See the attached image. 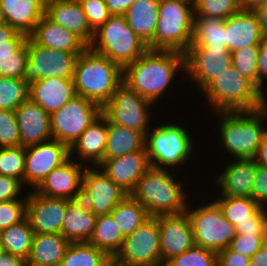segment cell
<instances>
[{"mask_svg": "<svg viewBox=\"0 0 267 266\" xmlns=\"http://www.w3.org/2000/svg\"><path fill=\"white\" fill-rule=\"evenodd\" d=\"M180 70L185 72V54L148 49L123 69V83L155 104Z\"/></svg>", "mask_w": 267, "mask_h": 266, "instance_id": "6da1fadb", "label": "cell"}, {"mask_svg": "<svg viewBox=\"0 0 267 266\" xmlns=\"http://www.w3.org/2000/svg\"><path fill=\"white\" fill-rule=\"evenodd\" d=\"M219 120V143L233 159H253L267 135V105L248 112L214 113ZM264 121V122H263Z\"/></svg>", "mask_w": 267, "mask_h": 266, "instance_id": "7a4b0ae2", "label": "cell"}, {"mask_svg": "<svg viewBox=\"0 0 267 266\" xmlns=\"http://www.w3.org/2000/svg\"><path fill=\"white\" fill-rule=\"evenodd\" d=\"M201 93L207 99L211 114L248 112L267 105L265 96L250 80L229 66L213 79Z\"/></svg>", "mask_w": 267, "mask_h": 266, "instance_id": "3957f363", "label": "cell"}, {"mask_svg": "<svg viewBox=\"0 0 267 266\" xmlns=\"http://www.w3.org/2000/svg\"><path fill=\"white\" fill-rule=\"evenodd\" d=\"M73 82L77 95L102 108L123 83V69L87 47L76 60Z\"/></svg>", "mask_w": 267, "mask_h": 266, "instance_id": "277c9868", "label": "cell"}, {"mask_svg": "<svg viewBox=\"0 0 267 266\" xmlns=\"http://www.w3.org/2000/svg\"><path fill=\"white\" fill-rule=\"evenodd\" d=\"M173 173V174H172ZM150 167L130 195L139 201L150 216L177 214L188 206L184 181H176L174 171Z\"/></svg>", "mask_w": 267, "mask_h": 266, "instance_id": "5b68a950", "label": "cell"}, {"mask_svg": "<svg viewBox=\"0 0 267 266\" xmlns=\"http://www.w3.org/2000/svg\"><path fill=\"white\" fill-rule=\"evenodd\" d=\"M166 123L167 121L155 128L151 126L145 135V148L151 167L175 170L178 166L181 168L183 164L188 163L195 144L193 135L184 126L179 125V122Z\"/></svg>", "mask_w": 267, "mask_h": 266, "instance_id": "8992f818", "label": "cell"}, {"mask_svg": "<svg viewBox=\"0 0 267 266\" xmlns=\"http://www.w3.org/2000/svg\"><path fill=\"white\" fill-rule=\"evenodd\" d=\"M88 47L122 69L135 62L149 48L127 24L125 15H111L94 31Z\"/></svg>", "mask_w": 267, "mask_h": 266, "instance_id": "52a82bcc", "label": "cell"}, {"mask_svg": "<svg viewBox=\"0 0 267 266\" xmlns=\"http://www.w3.org/2000/svg\"><path fill=\"white\" fill-rule=\"evenodd\" d=\"M194 6L182 0H160L159 18L150 50L186 53L192 38Z\"/></svg>", "mask_w": 267, "mask_h": 266, "instance_id": "ba28073f", "label": "cell"}, {"mask_svg": "<svg viewBox=\"0 0 267 266\" xmlns=\"http://www.w3.org/2000/svg\"><path fill=\"white\" fill-rule=\"evenodd\" d=\"M192 202L188 201L185 211L191 222L195 245L216 253L228 248L236 236L235 225L224 217L222 209L214 200L195 208L190 206Z\"/></svg>", "mask_w": 267, "mask_h": 266, "instance_id": "9c48e42d", "label": "cell"}, {"mask_svg": "<svg viewBox=\"0 0 267 266\" xmlns=\"http://www.w3.org/2000/svg\"><path fill=\"white\" fill-rule=\"evenodd\" d=\"M101 114L102 108L98 104L76 95L50 115L52 139L70 148Z\"/></svg>", "mask_w": 267, "mask_h": 266, "instance_id": "30bf717a", "label": "cell"}, {"mask_svg": "<svg viewBox=\"0 0 267 266\" xmlns=\"http://www.w3.org/2000/svg\"><path fill=\"white\" fill-rule=\"evenodd\" d=\"M154 104L122 83L102 107V114L113 124L126 126L144 136L150 129ZM151 111V112H150Z\"/></svg>", "mask_w": 267, "mask_h": 266, "instance_id": "8fae6325", "label": "cell"}, {"mask_svg": "<svg viewBox=\"0 0 267 266\" xmlns=\"http://www.w3.org/2000/svg\"><path fill=\"white\" fill-rule=\"evenodd\" d=\"M123 266H156L161 264L159 215L151 216L124 238L113 258Z\"/></svg>", "mask_w": 267, "mask_h": 266, "instance_id": "7c38bea8", "label": "cell"}, {"mask_svg": "<svg viewBox=\"0 0 267 266\" xmlns=\"http://www.w3.org/2000/svg\"><path fill=\"white\" fill-rule=\"evenodd\" d=\"M81 53L45 48L27 38V62L22 79L30 84L46 78L73 79L76 60Z\"/></svg>", "mask_w": 267, "mask_h": 266, "instance_id": "4fadbf2b", "label": "cell"}, {"mask_svg": "<svg viewBox=\"0 0 267 266\" xmlns=\"http://www.w3.org/2000/svg\"><path fill=\"white\" fill-rule=\"evenodd\" d=\"M128 193L97 166H87L82 177L81 200L97 217L110 214Z\"/></svg>", "mask_w": 267, "mask_h": 266, "instance_id": "5bb4252c", "label": "cell"}, {"mask_svg": "<svg viewBox=\"0 0 267 266\" xmlns=\"http://www.w3.org/2000/svg\"><path fill=\"white\" fill-rule=\"evenodd\" d=\"M232 65L227 47L190 45L185 53V72L202 91L213 79Z\"/></svg>", "mask_w": 267, "mask_h": 266, "instance_id": "9a60e30c", "label": "cell"}, {"mask_svg": "<svg viewBox=\"0 0 267 266\" xmlns=\"http://www.w3.org/2000/svg\"><path fill=\"white\" fill-rule=\"evenodd\" d=\"M70 157L69 147L58 140H48L25 148L24 185L35 190L56 167Z\"/></svg>", "mask_w": 267, "mask_h": 266, "instance_id": "2e32d148", "label": "cell"}, {"mask_svg": "<svg viewBox=\"0 0 267 266\" xmlns=\"http://www.w3.org/2000/svg\"><path fill=\"white\" fill-rule=\"evenodd\" d=\"M161 264L195 245L194 234L186 211L159 215Z\"/></svg>", "mask_w": 267, "mask_h": 266, "instance_id": "e0dca14e", "label": "cell"}, {"mask_svg": "<svg viewBox=\"0 0 267 266\" xmlns=\"http://www.w3.org/2000/svg\"><path fill=\"white\" fill-rule=\"evenodd\" d=\"M70 157L56 167L34 190L37 194L49 197L77 200L81 198L82 177L86 165Z\"/></svg>", "mask_w": 267, "mask_h": 266, "instance_id": "ac0fdd59", "label": "cell"}, {"mask_svg": "<svg viewBox=\"0 0 267 266\" xmlns=\"http://www.w3.org/2000/svg\"><path fill=\"white\" fill-rule=\"evenodd\" d=\"M68 199L27 192L28 218L34 233H60Z\"/></svg>", "mask_w": 267, "mask_h": 266, "instance_id": "d6986e66", "label": "cell"}, {"mask_svg": "<svg viewBox=\"0 0 267 266\" xmlns=\"http://www.w3.org/2000/svg\"><path fill=\"white\" fill-rule=\"evenodd\" d=\"M97 167L116 185L130 194L142 175L151 167L146 148L123 156L102 160Z\"/></svg>", "mask_w": 267, "mask_h": 266, "instance_id": "ffe728a7", "label": "cell"}, {"mask_svg": "<svg viewBox=\"0 0 267 266\" xmlns=\"http://www.w3.org/2000/svg\"><path fill=\"white\" fill-rule=\"evenodd\" d=\"M15 115L20 146L26 148L52 139L50 115L31 99L23 102Z\"/></svg>", "mask_w": 267, "mask_h": 266, "instance_id": "44dd1931", "label": "cell"}, {"mask_svg": "<svg viewBox=\"0 0 267 266\" xmlns=\"http://www.w3.org/2000/svg\"><path fill=\"white\" fill-rule=\"evenodd\" d=\"M226 47L230 52L260 46L266 39L254 11L240 9L225 20Z\"/></svg>", "mask_w": 267, "mask_h": 266, "instance_id": "7402d4cb", "label": "cell"}, {"mask_svg": "<svg viewBox=\"0 0 267 266\" xmlns=\"http://www.w3.org/2000/svg\"><path fill=\"white\" fill-rule=\"evenodd\" d=\"M225 169L215 177L220 195L233 197H251L257 164L254 159H234L225 164Z\"/></svg>", "mask_w": 267, "mask_h": 266, "instance_id": "603a6c76", "label": "cell"}, {"mask_svg": "<svg viewBox=\"0 0 267 266\" xmlns=\"http://www.w3.org/2000/svg\"><path fill=\"white\" fill-rule=\"evenodd\" d=\"M45 15L54 23L74 32L87 45L92 42L94 31L78 0H51L46 4Z\"/></svg>", "mask_w": 267, "mask_h": 266, "instance_id": "cb8c5ba5", "label": "cell"}, {"mask_svg": "<svg viewBox=\"0 0 267 266\" xmlns=\"http://www.w3.org/2000/svg\"><path fill=\"white\" fill-rule=\"evenodd\" d=\"M73 79L46 78L31 83L30 99L49 115L76 96Z\"/></svg>", "mask_w": 267, "mask_h": 266, "instance_id": "d4e9b609", "label": "cell"}, {"mask_svg": "<svg viewBox=\"0 0 267 266\" xmlns=\"http://www.w3.org/2000/svg\"><path fill=\"white\" fill-rule=\"evenodd\" d=\"M29 37L37 45L69 53H82L88 47L74 32L54 23L46 15L39 20Z\"/></svg>", "mask_w": 267, "mask_h": 266, "instance_id": "484cf974", "label": "cell"}, {"mask_svg": "<svg viewBox=\"0 0 267 266\" xmlns=\"http://www.w3.org/2000/svg\"><path fill=\"white\" fill-rule=\"evenodd\" d=\"M106 142L107 118L101 114L69 148L70 155L77 153L76 155L78 156L76 158H78V162L82 164L86 162L84 163L86 166L88 164L92 167L97 166L104 158Z\"/></svg>", "mask_w": 267, "mask_h": 266, "instance_id": "4316f807", "label": "cell"}, {"mask_svg": "<svg viewBox=\"0 0 267 266\" xmlns=\"http://www.w3.org/2000/svg\"><path fill=\"white\" fill-rule=\"evenodd\" d=\"M5 22L29 37L45 15L46 5L41 0H0Z\"/></svg>", "mask_w": 267, "mask_h": 266, "instance_id": "83f0119b", "label": "cell"}, {"mask_svg": "<svg viewBox=\"0 0 267 266\" xmlns=\"http://www.w3.org/2000/svg\"><path fill=\"white\" fill-rule=\"evenodd\" d=\"M96 218L81 199L69 200L61 234L70 243L88 242L93 234Z\"/></svg>", "mask_w": 267, "mask_h": 266, "instance_id": "f1b7e54d", "label": "cell"}, {"mask_svg": "<svg viewBox=\"0 0 267 266\" xmlns=\"http://www.w3.org/2000/svg\"><path fill=\"white\" fill-rule=\"evenodd\" d=\"M69 245L60 233H35L27 266H59Z\"/></svg>", "mask_w": 267, "mask_h": 266, "instance_id": "f546056e", "label": "cell"}, {"mask_svg": "<svg viewBox=\"0 0 267 266\" xmlns=\"http://www.w3.org/2000/svg\"><path fill=\"white\" fill-rule=\"evenodd\" d=\"M160 0H136L127 10V24L148 45L155 34Z\"/></svg>", "mask_w": 267, "mask_h": 266, "instance_id": "4dcf8cb0", "label": "cell"}, {"mask_svg": "<svg viewBox=\"0 0 267 266\" xmlns=\"http://www.w3.org/2000/svg\"><path fill=\"white\" fill-rule=\"evenodd\" d=\"M145 147V136L126 126L113 124L107 119V142L103 160L140 151Z\"/></svg>", "mask_w": 267, "mask_h": 266, "instance_id": "1f68e13d", "label": "cell"}, {"mask_svg": "<svg viewBox=\"0 0 267 266\" xmlns=\"http://www.w3.org/2000/svg\"><path fill=\"white\" fill-rule=\"evenodd\" d=\"M124 238L110 213L96 218L94 231L88 243L105 251L113 259L120 251Z\"/></svg>", "mask_w": 267, "mask_h": 266, "instance_id": "d6a6232c", "label": "cell"}, {"mask_svg": "<svg viewBox=\"0 0 267 266\" xmlns=\"http://www.w3.org/2000/svg\"><path fill=\"white\" fill-rule=\"evenodd\" d=\"M34 231L26 217L0 232V243L4 252L22 257L27 260L31 253Z\"/></svg>", "mask_w": 267, "mask_h": 266, "instance_id": "836d02e7", "label": "cell"}, {"mask_svg": "<svg viewBox=\"0 0 267 266\" xmlns=\"http://www.w3.org/2000/svg\"><path fill=\"white\" fill-rule=\"evenodd\" d=\"M111 215L124 237L130 235L151 217L146 208L130 194L117 204Z\"/></svg>", "mask_w": 267, "mask_h": 266, "instance_id": "e575fe53", "label": "cell"}, {"mask_svg": "<svg viewBox=\"0 0 267 266\" xmlns=\"http://www.w3.org/2000/svg\"><path fill=\"white\" fill-rule=\"evenodd\" d=\"M190 45L226 47L225 20L194 17Z\"/></svg>", "mask_w": 267, "mask_h": 266, "instance_id": "d590c367", "label": "cell"}, {"mask_svg": "<svg viewBox=\"0 0 267 266\" xmlns=\"http://www.w3.org/2000/svg\"><path fill=\"white\" fill-rule=\"evenodd\" d=\"M112 258L88 242L70 243L59 266H106Z\"/></svg>", "mask_w": 267, "mask_h": 266, "instance_id": "8d00e7d4", "label": "cell"}, {"mask_svg": "<svg viewBox=\"0 0 267 266\" xmlns=\"http://www.w3.org/2000/svg\"><path fill=\"white\" fill-rule=\"evenodd\" d=\"M214 201L220 206L224 217L233 225L249 221L261 206L251 197L218 196Z\"/></svg>", "mask_w": 267, "mask_h": 266, "instance_id": "74e56055", "label": "cell"}, {"mask_svg": "<svg viewBox=\"0 0 267 266\" xmlns=\"http://www.w3.org/2000/svg\"><path fill=\"white\" fill-rule=\"evenodd\" d=\"M31 84L22 78L0 76V110L15 111L30 100Z\"/></svg>", "mask_w": 267, "mask_h": 266, "instance_id": "f35d334b", "label": "cell"}, {"mask_svg": "<svg viewBox=\"0 0 267 266\" xmlns=\"http://www.w3.org/2000/svg\"><path fill=\"white\" fill-rule=\"evenodd\" d=\"M241 9L238 0H197L194 17L226 20Z\"/></svg>", "mask_w": 267, "mask_h": 266, "instance_id": "ab89813d", "label": "cell"}, {"mask_svg": "<svg viewBox=\"0 0 267 266\" xmlns=\"http://www.w3.org/2000/svg\"><path fill=\"white\" fill-rule=\"evenodd\" d=\"M25 148H0V175L20 180L24 185Z\"/></svg>", "mask_w": 267, "mask_h": 266, "instance_id": "60d3db41", "label": "cell"}, {"mask_svg": "<svg viewBox=\"0 0 267 266\" xmlns=\"http://www.w3.org/2000/svg\"><path fill=\"white\" fill-rule=\"evenodd\" d=\"M260 46L245 47L231 52L233 67L258 88L257 58Z\"/></svg>", "mask_w": 267, "mask_h": 266, "instance_id": "b9f144b4", "label": "cell"}, {"mask_svg": "<svg viewBox=\"0 0 267 266\" xmlns=\"http://www.w3.org/2000/svg\"><path fill=\"white\" fill-rule=\"evenodd\" d=\"M166 266H217V253L194 245L192 248L170 259Z\"/></svg>", "mask_w": 267, "mask_h": 266, "instance_id": "7bdbcfd3", "label": "cell"}, {"mask_svg": "<svg viewBox=\"0 0 267 266\" xmlns=\"http://www.w3.org/2000/svg\"><path fill=\"white\" fill-rule=\"evenodd\" d=\"M21 200L0 202V232L23 221L27 212V193Z\"/></svg>", "mask_w": 267, "mask_h": 266, "instance_id": "ee69618b", "label": "cell"}, {"mask_svg": "<svg viewBox=\"0 0 267 266\" xmlns=\"http://www.w3.org/2000/svg\"><path fill=\"white\" fill-rule=\"evenodd\" d=\"M16 146H20V137L15 111L0 110V148Z\"/></svg>", "mask_w": 267, "mask_h": 266, "instance_id": "f6af8a7d", "label": "cell"}, {"mask_svg": "<svg viewBox=\"0 0 267 266\" xmlns=\"http://www.w3.org/2000/svg\"><path fill=\"white\" fill-rule=\"evenodd\" d=\"M87 17L89 26L96 31L111 16L104 0H78Z\"/></svg>", "mask_w": 267, "mask_h": 266, "instance_id": "bcb514c9", "label": "cell"}, {"mask_svg": "<svg viewBox=\"0 0 267 266\" xmlns=\"http://www.w3.org/2000/svg\"><path fill=\"white\" fill-rule=\"evenodd\" d=\"M27 41L16 51V57L0 58V76L22 78L27 62Z\"/></svg>", "mask_w": 267, "mask_h": 266, "instance_id": "7dc6e473", "label": "cell"}, {"mask_svg": "<svg viewBox=\"0 0 267 266\" xmlns=\"http://www.w3.org/2000/svg\"><path fill=\"white\" fill-rule=\"evenodd\" d=\"M266 241L267 235L236 234L229 248L251 258Z\"/></svg>", "mask_w": 267, "mask_h": 266, "instance_id": "c3c4849f", "label": "cell"}, {"mask_svg": "<svg viewBox=\"0 0 267 266\" xmlns=\"http://www.w3.org/2000/svg\"><path fill=\"white\" fill-rule=\"evenodd\" d=\"M236 234L267 235V208L261 207L249 221L236 223Z\"/></svg>", "mask_w": 267, "mask_h": 266, "instance_id": "681fc988", "label": "cell"}, {"mask_svg": "<svg viewBox=\"0 0 267 266\" xmlns=\"http://www.w3.org/2000/svg\"><path fill=\"white\" fill-rule=\"evenodd\" d=\"M23 188L20 180L0 175V202L23 199L20 196L22 191L24 193Z\"/></svg>", "mask_w": 267, "mask_h": 266, "instance_id": "f907efd6", "label": "cell"}, {"mask_svg": "<svg viewBox=\"0 0 267 266\" xmlns=\"http://www.w3.org/2000/svg\"><path fill=\"white\" fill-rule=\"evenodd\" d=\"M252 199L261 207L267 208V168L259 165L252 186Z\"/></svg>", "mask_w": 267, "mask_h": 266, "instance_id": "816d5d0a", "label": "cell"}, {"mask_svg": "<svg viewBox=\"0 0 267 266\" xmlns=\"http://www.w3.org/2000/svg\"><path fill=\"white\" fill-rule=\"evenodd\" d=\"M217 266H250V257L228 247L217 252Z\"/></svg>", "mask_w": 267, "mask_h": 266, "instance_id": "f5cc1de1", "label": "cell"}, {"mask_svg": "<svg viewBox=\"0 0 267 266\" xmlns=\"http://www.w3.org/2000/svg\"><path fill=\"white\" fill-rule=\"evenodd\" d=\"M258 89L266 96L265 80L267 79V38L260 44L257 58ZM267 81V80H266Z\"/></svg>", "mask_w": 267, "mask_h": 266, "instance_id": "db71d44e", "label": "cell"}, {"mask_svg": "<svg viewBox=\"0 0 267 266\" xmlns=\"http://www.w3.org/2000/svg\"><path fill=\"white\" fill-rule=\"evenodd\" d=\"M27 36L18 32L8 44H0V58L16 57V51L27 41Z\"/></svg>", "mask_w": 267, "mask_h": 266, "instance_id": "11a10c76", "label": "cell"}, {"mask_svg": "<svg viewBox=\"0 0 267 266\" xmlns=\"http://www.w3.org/2000/svg\"><path fill=\"white\" fill-rule=\"evenodd\" d=\"M111 15H125L136 0H104Z\"/></svg>", "mask_w": 267, "mask_h": 266, "instance_id": "9f6ffc18", "label": "cell"}, {"mask_svg": "<svg viewBox=\"0 0 267 266\" xmlns=\"http://www.w3.org/2000/svg\"><path fill=\"white\" fill-rule=\"evenodd\" d=\"M0 266H27V261L22 257L4 252L0 255Z\"/></svg>", "mask_w": 267, "mask_h": 266, "instance_id": "6f0895ef", "label": "cell"}, {"mask_svg": "<svg viewBox=\"0 0 267 266\" xmlns=\"http://www.w3.org/2000/svg\"><path fill=\"white\" fill-rule=\"evenodd\" d=\"M250 266H267V241L250 258Z\"/></svg>", "mask_w": 267, "mask_h": 266, "instance_id": "680465c9", "label": "cell"}, {"mask_svg": "<svg viewBox=\"0 0 267 266\" xmlns=\"http://www.w3.org/2000/svg\"><path fill=\"white\" fill-rule=\"evenodd\" d=\"M253 159L257 165L267 168V135L264 137Z\"/></svg>", "mask_w": 267, "mask_h": 266, "instance_id": "91938a15", "label": "cell"}, {"mask_svg": "<svg viewBox=\"0 0 267 266\" xmlns=\"http://www.w3.org/2000/svg\"><path fill=\"white\" fill-rule=\"evenodd\" d=\"M259 20L261 31L265 38H267V4L257 7L253 10Z\"/></svg>", "mask_w": 267, "mask_h": 266, "instance_id": "94428289", "label": "cell"}, {"mask_svg": "<svg viewBox=\"0 0 267 266\" xmlns=\"http://www.w3.org/2000/svg\"><path fill=\"white\" fill-rule=\"evenodd\" d=\"M17 33L18 32L7 23L0 25V44H8V40H11Z\"/></svg>", "mask_w": 267, "mask_h": 266, "instance_id": "6125c7cd", "label": "cell"}, {"mask_svg": "<svg viewBox=\"0 0 267 266\" xmlns=\"http://www.w3.org/2000/svg\"><path fill=\"white\" fill-rule=\"evenodd\" d=\"M267 0H243L241 2V8L245 10H255L257 7L266 5Z\"/></svg>", "mask_w": 267, "mask_h": 266, "instance_id": "be15d7a7", "label": "cell"}, {"mask_svg": "<svg viewBox=\"0 0 267 266\" xmlns=\"http://www.w3.org/2000/svg\"><path fill=\"white\" fill-rule=\"evenodd\" d=\"M106 266H123L116 262L114 259H112Z\"/></svg>", "mask_w": 267, "mask_h": 266, "instance_id": "e7e4bbea", "label": "cell"}, {"mask_svg": "<svg viewBox=\"0 0 267 266\" xmlns=\"http://www.w3.org/2000/svg\"><path fill=\"white\" fill-rule=\"evenodd\" d=\"M5 19L1 10V6H0V25L5 24Z\"/></svg>", "mask_w": 267, "mask_h": 266, "instance_id": "03108f58", "label": "cell"}, {"mask_svg": "<svg viewBox=\"0 0 267 266\" xmlns=\"http://www.w3.org/2000/svg\"><path fill=\"white\" fill-rule=\"evenodd\" d=\"M182 1H185V2H188L190 3L192 6H194L197 2V0H182Z\"/></svg>", "mask_w": 267, "mask_h": 266, "instance_id": "003e7915", "label": "cell"}, {"mask_svg": "<svg viewBox=\"0 0 267 266\" xmlns=\"http://www.w3.org/2000/svg\"><path fill=\"white\" fill-rule=\"evenodd\" d=\"M3 253H4V249H3V247H2V245L0 243V255H2Z\"/></svg>", "mask_w": 267, "mask_h": 266, "instance_id": "a7ac6f4b", "label": "cell"}, {"mask_svg": "<svg viewBox=\"0 0 267 266\" xmlns=\"http://www.w3.org/2000/svg\"><path fill=\"white\" fill-rule=\"evenodd\" d=\"M45 5L51 0H41Z\"/></svg>", "mask_w": 267, "mask_h": 266, "instance_id": "89a4df30", "label": "cell"}, {"mask_svg": "<svg viewBox=\"0 0 267 266\" xmlns=\"http://www.w3.org/2000/svg\"><path fill=\"white\" fill-rule=\"evenodd\" d=\"M156 266H166V264H160V265H156Z\"/></svg>", "mask_w": 267, "mask_h": 266, "instance_id": "2644e50d", "label": "cell"}]
</instances>
